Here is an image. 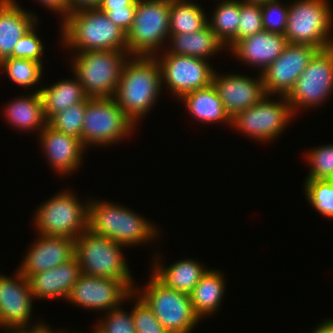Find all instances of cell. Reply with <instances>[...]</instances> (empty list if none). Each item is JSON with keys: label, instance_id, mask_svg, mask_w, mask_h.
<instances>
[{"label": "cell", "instance_id": "obj_1", "mask_svg": "<svg viewBox=\"0 0 333 333\" xmlns=\"http://www.w3.org/2000/svg\"><path fill=\"white\" fill-rule=\"evenodd\" d=\"M162 89L161 69L155 56H129L113 98L137 125L149 114Z\"/></svg>", "mask_w": 333, "mask_h": 333}, {"label": "cell", "instance_id": "obj_2", "mask_svg": "<svg viewBox=\"0 0 333 333\" xmlns=\"http://www.w3.org/2000/svg\"><path fill=\"white\" fill-rule=\"evenodd\" d=\"M60 39L64 48L77 52L118 50L127 52L126 32L98 8L68 13L62 20Z\"/></svg>", "mask_w": 333, "mask_h": 333}, {"label": "cell", "instance_id": "obj_3", "mask_svg": "<svg viewBox=\"0 0 333 333\" xmlns=\"http://www.w3.org/2000/svg\"><path fill=\"white\" fill-rule=\"evenodd\" d=\"M88 230L122 246L152 242L160 235L155 224L124 205L89 198Z\"/></svg>", "mask_w": 333, "mask_h": 333}, {"label": "cell", "instance_id": "obj_4", "mask_svg": "<svg viewBox=\"0 0 333 333\" xmlns=\"http://www.w3.org/2000/svg\"><path fill=\"white\" fill-rule=\"evenodd\" d=\"M122 245L88 229L75 239V256L81 273L88 276L121 280L134 291L131 271L122 253Z\"/></svg>", "mask_w": 333, "mask_h": 333}, {"label": "cell", "instance_id": "obj_5", "mask_svg": "<svg viewBox=\"0 0 333 333\" xmlns=\"http://www.w3.org/2000/svg\"><path fill=\"white\" fill-rule=\"evenodd\" d=\"M129 56L118 50L77 52L71 58V68L89 98L114 97Z\"/></svg>", "mask_w": 333, "mask_h": 333}, {"label": "cell", "instance_id": "obj_6", "mask_svg": "<svg viewBox=\"0 0 333 333\" xmlns=\"http://www.w3.org/2000/svg\"><path fill=\"white\" fill-rule=\"evenodd\" d=\"M329 3L328 0L291 1L284 34L287 43L309 44L320 50L333 47V8Z\"/></svg>", "mask_w": 333, "mask_h": 333}, {"label": "cell", "instance_id": "obj_7", "mask_svg": "<svg viewBox=\"0 0 333 333\" xmlns=\"http://www.w3.org/2000/svg\"><path fill=\"white\" fill-rule=\"evenodd\" d=\"M170 0H137L134 20L126 33L130 56H155L169 40Z\"/></svg>", "mask_w": 333, "mask_h": 333}, {"label": "cell", "instance_id": "obj_8", "mask_svg": "<svg viewBox=\"0 0 333 333\" xmlns=\"http://www.w3.org/2000/svg\"><path fill=\"white\" fill-rule=\"evenodd\" d=\"M139 289L135 287L134 292L169 333H191L201 321L193 310L190 295L167 287L153 273L147 285Z\"/></svg>", "mask_w": 333, "mask_h": 333}, {"label": "cell", "instance_id": "obj_9", "mask_svg": "<svg viewBox=\"0 0 333 333\" xmlns=\"http://www.w3.org/2000/svg\"><path fill=\"white\" fill-rule=\"evenodd\" d=\"M135 123L124 113L113 97L87 98L81 130L83 146H107L133 133ZM128 136V137H127Z\"/></svg>", "mask_w": 333, "mask_h": 333}, {"label": "cell", "instance_id": "obj_10", "mask_svg": "<svg viewBox=\"0 0 333 333\" xmlns=\"http://www.w3.org/2000/svg\"><path fill=\"white\" fill-rule=\"evenodd\" d=\"M68 191H60L36 208L37 233L76 239L87 230L89 201L81 203L75 192Z\"/></svg>", "mask_w": 333, "mask_h": 333}, {"label": "cell", "instance_id": "obj_11", "mask_svg": "<svg viewBox=\"0 0 333 333\" xmlns=\"http://www.w3.org/2000/svg\"><path fill=\"white\" fill-rule=\"evenodd\" d=\"M265 95L257 104L237 113L232 118L231 128L257 141L270 142L281 135L295 117L284 95Z\"/></svg>", "mask_w": 333, "mask_h": 333}, {"label": "cell", "instance_id": "obj_12", "mask_svg": "<svg viewBox=\"0 0 333 333\" xmlns=\"http://www.w3.org/2000/svg\"><path fill=\"white\" fill-rule=\"evenodd\" d=\"M333 94V47L319 50L285 96L293 114L321 106Z\"/></svg>", "mask_w": 333, "mask_h": 333}, {"label": "cell", "instance_id": "obj_13", "mask_svg": "<svg viewBox=\"0 0 333 333\" xmlns=\"http://www.w3.org/2000/svg\"><path fill=\"white\" fill-rule=\"evenodd\" d=\"M14 274L16 275L12 278L0 275V328L8 330L9 333L42 331L47 324L39 321L32 325L30 321L35 298L28 278L19 270Z\"/></svg>", "mask_w": 333, "mask_h": 333}, {"label": "cell", "instance_id": "obj_14", "mask_svg": "<svg viewBox=\"0 0 333 333\" xmlns=\"http://www.w3.org/2000/svg\"><path fill=\"white\" fill-rule=\"evenodd\" d=\"M155 58L161 69L162 87L171 89V94L179 99L213 82L215 70L208 62L210 60L173 53H158Z\"/></svg>", "mask_w": 333, "mask_h": 333}, {"label": "cell", "instance_id": "obj_15", "mask_svg": "<svg viewBox=\"0 0 333 333\" xmlns=\"http://www.w3.org/2000/svg\"><path fill=\"white\" fill-rule=\"evenodd\" d=\"M319 50L309 44L288 43L281 55L261 72L266 95L286 96Z\"/></svg>", "mask_w": 333, "mask_h": 333}, {"label": "cell", "instance_id": "obj_16", "mask_svg": "<svg viewBox=\"0 0 333 333\" xmlns=\"http://www.w3.org/2000/svg\"><path fill=\"white\" fill-rule=\"evenodd\" d=\"M132 298L133 291L121 280L88 276L81 273L66 301L78 307H85L84 309L106 313Z\"/></svg>", "mask_w": 333, "mask_h": 333}, {"label": "cell", "instance_id": "obj_17", "mask_svg": "<svg viewBox=\"0 0 333 333\" xmlns=\"http://www.w3.org/2000/svg\"><path fill=\"white\" fill-rule=\"evenodd\" d=\"M217 73L214 72L212 84L231 118L254 106L266 95L260 73L256 78L243 74Z\"/></svg>", "mask_w": 333, "mask_h": 333}, {"label": "cell", "instance_id": "obj_18", "mask_svg": "<svg viewBox=\"0 0 333 333\" xmlns=\"http://www.w3.org/2000/svg\"><path fill=\"white\" fill-rule=\"evenodd\" d=\"M18 270L26 277L52 269L75 255V239L38 234Z\"/></svg>", "mask_w": 333, "mask_h": 333}, {"label": "cell", "instance_id": "obj_19", "mask_svg": "<svg viewBox=\"0 0 333 333\" xmlns=\"http://www.w3.org/2000/svg\"><path fill=\"white\" fill-rule=\"evenodd\" d=\"M41 145L45 152L48 164L54 169V172L60 175H71L75 173L78 167L83 164V153L86 148L83 146L81 139H77L57 131L48 124L38 135ZM75 171V172H74Z\"/></svg>", "mask_w": 333, "mask_h": 333}, {"label": "cell", "instance_id": "obj_20", "mask_svg": "<svg viewBox=\"0 0 333 333\" xmlns=\"http://www.w3.org/2000/svg\"><path fill=\"white\" fill-rule=\"evenodd\" d=\"M284 34L272 33L266 30L258 32L250 37L239 40L230 50V53L242 64L259 68V72L265 70L283 52L287 45Z\"/></svg>", "mask_w": 333, "mask_h": 333}, {"label": "cell", "instance_id": "obj_21", "mask_svg": "<svg viewBox=\"0 0 333 333\" xmlns=\"http://www.w3.org/2000/svg\"><path fill=\"white\" fill-rule=\"evenodd\" d=\"M81 274L80 264L74 255L70 260L52 269L28 277L34 298L66 300Z\"/></svg>", "mask_w": 333, "mask_h": 333}, {"label": "cell", "instance_id": "obj_22", "mask_svg": "<svg viewBox=\"0 0 333 333\" xmlns=\"http://www.w3.org/2000/svg\"><path fill=\"white\" fill-rule=\"evenodd\" d=\"M16 0H0V62L10 57L18 40L38 23Z\"/></svg>", "mask_w": 333, "mask_h": 333}, {"label": "cell", "instance_id": "obj_23", "mask_svg": "<svg viewBox=\"0 0 333 333\" xmlns=\"http://www.w3.org/2000/svg\"><path fill=\"white\" fill-rule=\"evenodd\" d=\"M169 47L159 53H173L175 55L193 56L209 60L218 51L227 49L225 44L216 36L208 23L199 31L187 34H170ZM167 50V51H166ZM165 51V52H163Z\"/></svg>", "mask_w": 333, "mask_h": 333}, {"label": "cell", "instance_id": "obj_24", "mask_svg": "<svg viewBox=\"0 0 333 333\" xmlns=\"http://www.w3.org/2000/svg\"><path fill=\"white\" fill-rule=\"evenodd\" d=\"M154 256L152 273L167 287L190 294L209 268L196 260L187 258L165 266ZM156 257V258H155ZM202 264V265H201Z\"/></svg>", "mask_w": 333, "mask_h": 333}, {"label": "cell", "instance_id": "obj_25", "mask_svg": "<svg viewBox=\"0 0 333 333\" xmlns=\"http://www.w3.org/2000/svg\"><path fill=\"white\" fill-rule=\"evenodd\" d=\"M41 88L32 91V94L20 96L5 106L4 115L9 123L16 129L25 132L36 130L40 133L47 125L44 115Z\"/></svg>", "mask_w": 333, "mask_h": 333}, {"label": "cell", "instance_id": "obj_26", "mask_svg": "<svg viewBox=\"0 0 333 333\" xmlns=\"http://www.w3.org/2000/svg\"><path fill=\"white\" fill-rule=\"evenodd\" d=\"M179 100L183 101L189 114L198 121L209 125L226 123L231 127L232 118L225 110L213 84L187 93Z\"/></svg>", "mask_w": 333, "mask_h": 333}, {"label": "cell", "instance_id": "obj_27", "mask_svg": "<svg viewBox=\"0 0 333 333\" xmlns=\"http://www.w3.org/2000/svg\"><path fill=\"white\" fill-rule=\"evenodd\" d=\"M225 286L224 274L216 269H208L193 288L189 295L193 310L200 320L216 314L220 309Z\"/></svg>", "mask_w": 333, "mask_h": 333}, {"label": "cell", "instance_id": "obj_28", "mask_svg": "<svg viewBox=\"0 0 333 333\" xmlns=\"http://www.w3.org/2000/svg\"><path fill=\"white\" fill-rule=\"evenodd\" d=\"M44 115L47 122L69 106L78 104L88 98L78 79H63L40 90Z\"/></svg>", "mask_w": 333, "mask_h": 333}, {"label": "cell", "instance_id": "obj_29", "mask_svg": "<svg viewBox=\"0 0 333 333\" xmlns=\"http://www.w3.org/2000/svg\"><path fill=\"white\" fill-rule=\"evenodd\" d=\"M215 6L207 23L216 36L231 49L237 43V30L240 17V0H221ZM211 19V20H210Z\"/></svg>", "mask_w": 333, "mask_h": 333}, {"label": "cell", "instance_id": "obj_30", "mask_svg": "<svg viewBox=\"0 0 333 333\" xmlns=\"http://www.w3.org/2000/svg\"><path fill=\"white\" fill-rule=\"evenodd\" d=\"M208 14L201 5L188 0H170V34H187L201 30Z\"/></svg>", "mask_w": 333, "mask_h": 333}, {"label": "cell", "instance_id": "obj_31", "mask_svg": "<svg viewBox=\"0 0 333 333\" xmlns=\"http://www.w3.org/2000/svg\"><path fill=\"white\" fill-rule=\"evenodd\" d=\"M43 63L30 59L8 57L0 62V71L20 87L29 89L41 82Z\"/></svg>", "mask_w": 333, "mask_h": 333}, {"label": "cell", "instance_id": "obj_32", "mask_svg": "<svg viewBox=\"0 0 333 333\" xmlns=\"http://www.w3.org/2000/svg\"><path fill=\"white\" fill-rule=\"evenodd\" d=\"M304 194L307 202L320 215L333 219V181L305 179Z\"/></svg>", "mask_w": 333, "mask_h": 333}, {"label": "cell", "instance_id": "obj_33", "mask_svg": "<svg viewBox=\"0 0 333 333\" xmlns=\"http://www.w3.org/2000/svg\"><path fill=\"white\" fill-rule=\"evenodd\" d=\"M86 104L87 99L78 104L69 106L64 111L55 114L47 124L53 129L63 132L68 136L81 139Z\"/></svg>", "mask_w": 333, "mask_h": 333}, {"label": "cell", "instance_id": "obj_34", "mask_svg": "<svg viewBox=\"0 0 333 333\" xmlns=\"http://www.w3.org/2000/svg\"><path fill=\"white\" fill-rule=\"evenodd\" d=\"M304 156L311 167L306 179H333V143L314 147Z\"/></svg>", "mask_w": 333, "mask_h": 333}, {"label": "cell", "instance_id": "obj_35", "mask_svg": "<svg viewBox=\"0 0 333 333\" xmlns=\"http://www.w3.org/2000/svg\"><path fill=\"white\" fill-rule=\"evenodd\" d=\"M121 306L104 313V319L98 320L94 330L98 333H136L132 310L128 313Z\"/></svg>", "mask_w": 333, "mask_h": 333}, {"label": "cell", "instance_id": "obj_36", "mask_svg": "<svg viewBox=\"0 0 333 333\" xmlns=\"http://www.w3.org/2000/svg\"><path fill=\"white\" fill-rule=\"evenodd\" d=\"M279 1L270 0L261 4L262 24L266 31L285 34L289 3L284 5Z\"/></svg>", "mask_w": 333, "mask_h": 333}, {"label": "cell", "instance_id": "obj_37", "mask_svg": "<svg viewBox=\"0 0 333 333\" xmlns=\"http://www.w3.org/2000/svg\"><path fill=\"white\" fill-rule=\"evenodd\" d=\"M263 30L261 4L245 3L240 0L237 42Z\"/></svg>", "mask_w": 333, "mask_h": 333}, {"label": "cell", "instance_id": "obj_38", "mask_svg": "<svg viewBox=\"0 0 333 333\" xmlns=\"http://www.w3.org/2000/svg\"><path fill=\"white\" fill-rule=\"evenodd\" d=\"M133 298L137 299L132 308V316L136 333H169L158 321L146 302L133 291Z\"/></svg>", "mask_w": 333, "mask_h": 333}, {"label": "cell", "instance_id": "obj_39", "mask_svg": "<svg viewBox=\"0 0 333 333\" xmlns=\"http://www.w3.org/2000/svg\"><path fill=\"white\" fill-rule=\"evenodd\" d=\"M34 25L24 36H22L16 43L13 53L10 57L30 59L42 63V56L44 53V45L41 38L37 36Z\"/></svg>", "mask_w": 333, "mask_h": 333}, {"label": "cell", "instance_id": "obj_40", "mask_svg": "<svg viewBox=\"0 0 333 333\" xmlns=\"http://www.w3.org/2000/svg\"><path fill=\"white\" fill-rule=\"evenodd\" d=\"M136 7L137 5H129L124 8L100 11L104 12L107 18L127 33L132 26Z\"/></svg>", "mask_w": 333, "mask_h": 333}, {"label": "cell", "instance_id": "obj_41", "mask_svg": "<svg viewBox=\"0 0 333 333\" xmlns=\"http://www.w3.org/2000/svg\"><path fill=\"white\" fill-rule=\"evenodd\" d=\"M66 1H67V14L82 9L98 8L102 2V0H66Z\"/></svg>", "mask_w": 333, "mask_h": 333}, {"label": "cell", "instance_id": "obj_42", "mask_svg": "<svg viewBox=\"0 0 333 333\" xmlns=\"http://www.w3.org/2000/svg\"><path fill=\"white\" fill-rule=\"evenodd\" d=\"M44 6H46L50 11H55L61 15L63 19L67 15V1L66 0H37Z\"/></svg>", "mask_w": 333, "mask_h": 333}, {"label": "cell", "instance_id": "obj_43", "mask_svg": "<svg viewBox=\"0 0 333 333\" xmlns=\"http://www.w3.org/2000/svg\"><path fill=\"white\" fill-rule=\"evenodd\" d=\"M129 5H137V0H102L99 10H111L124 8Z\"/></svg>", "mask_w": 333, "mask_h": 333}, {"label": "cell", "instance_id": "obj_44", "mask_svg": "<svg viewBox=\"0 0 333 333\" xmlns=\"http://www.w3.org/2000/svg\"><path fill=\"white\" fill-rule=\"evenodd\" d=\"M310 333H333V318L322 321V323L317 325Z\"/></svg>", "mask_w": 333, "mask_h": 333}, {"label": "cell", "instance_id": "obj_45", "mask_svg": "<svg viewBox=\"0 0 333 333\" xmlns=\"http://www.w3.org/2000/svg\"><path fill=\"white\" fill-rule=\"evenodd\" d=\"M241 1L245 3L263 4L270 0H241Z\"/></svg>", "mask_w": 333, "mask_h": 333}, {"label": "cell", "instance_id": "obj_46", "mask_svg": "<svg viewBox=\"0 0 333 333\" xmlns=\"http://www.w3.org/2000/svg\"><path fill=\"white\" fill-rule=\"evenodd\" d=\"M29 333H54V329L52 330V327H50L48 324L47 326L39 332H29Z\"/></svg>", "mask_w": 333, "mask_h": 333}, {"label": "cell", "instance_id": "obj_47", "mask_svg": "<svg viewBox=\"0 0 333 333\" xmlns=\"http://www.w3.org/2000/svg\"><path fill=\"white\" fill-rule=\"evenodd\" d=\"M56 332H57V333H62L61 331H55V330H54V333H56ZM64 333H66V331H65ZM68 333H69V332H68ZM72 333H79V332H77V331L75 332V331H74V332H72ZM80 333H81V332H80Z\"/></svg>", "mask_w": 333, "mask_h": 333}]
</instances>
